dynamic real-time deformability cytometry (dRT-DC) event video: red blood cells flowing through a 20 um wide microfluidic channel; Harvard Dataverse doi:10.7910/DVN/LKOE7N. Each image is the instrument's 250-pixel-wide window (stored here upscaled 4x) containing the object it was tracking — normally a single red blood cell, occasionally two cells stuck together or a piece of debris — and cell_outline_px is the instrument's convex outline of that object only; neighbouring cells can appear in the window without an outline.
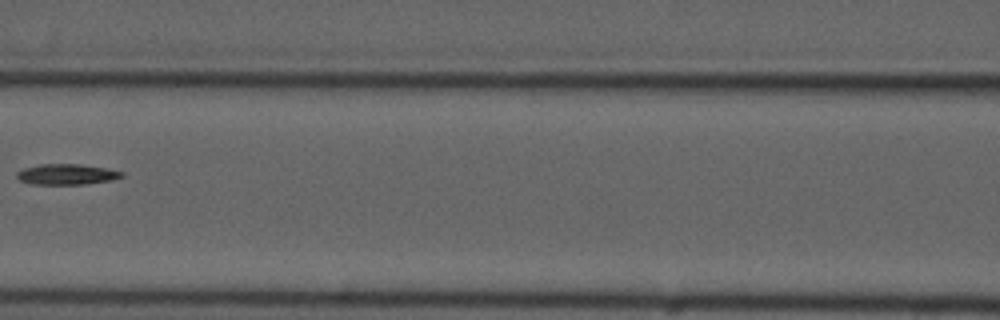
{"species": "common noctule bat (a hibernating species)", "species_latin": "Nyctalus noctula", "temperature_condition": "cold", "stored_images_in_passage": 10, "camera_frame_rate_fps": 3000, "um_per_image_px": 0.085, "animal": {"sex": "male", "forearm_length_mm": 52.5}, "frame": {"image": 1, "passage_image": 7, "time_ms": 8.0, "image_size_px": [1000, 320], "cell_outline_px": [[124, 176], [112, 180], [84, 184], [32, 184], [20, 180], [16, 176], [16, 172], [24, 168], [40, 164], [80, 164], [108, 168], [124, 172]], "centroid_in_image_um": [5.69, 14.81], "position_along_channel_um": 160.9, "area_um2": 12.66}}
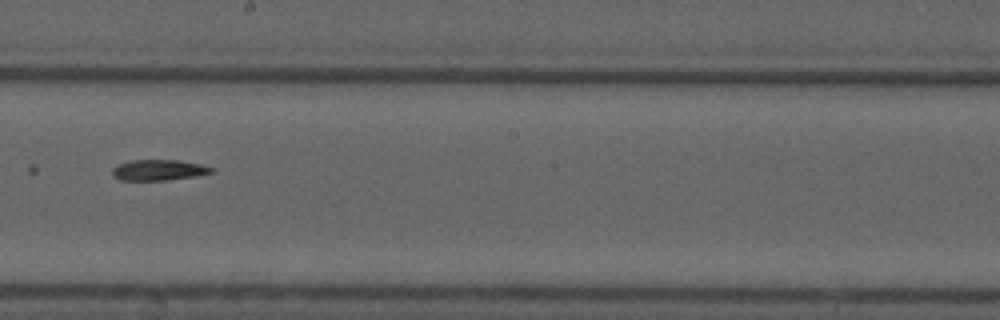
{"frame": {"image": 2, "passage_image": 9, "time_ms": 10.0, "image_size_px": [1000, 320], "cell_outline_px": [[212, 172], [196, 176], [164, 180], [120, 180], [112, 176], [112, 168], [120, 164], [132, 160], [176, 160], [200, 164], [212, 168]], "centroid_in_image_um": [13.44, 14.45], "position_along_channel_um": 234.8, "area_um2": 11.79}}
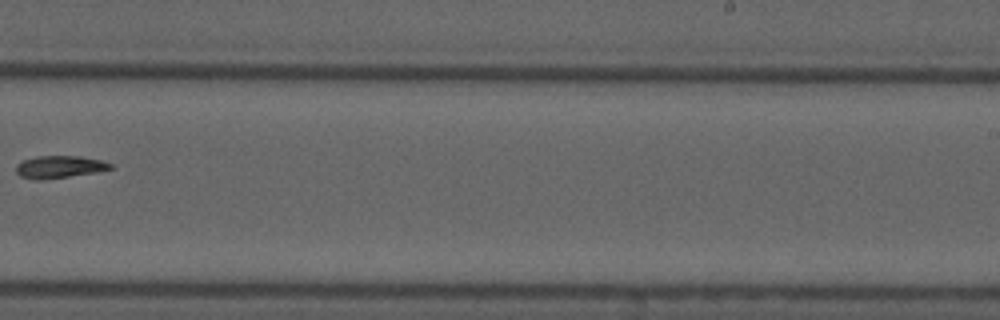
{"frame": {"image": 3, "passage_image": 10, "time_ms": 11.333, "image_size_px": [1000, 320], "cell_outline_px": [[112, 168], [96, 172], [68, 176], [36, 180], [20, 176], [16, 172], [16, 164], [24, 160], [36, 156], [80, 156], [100, 160], [112, 164]], "centroid_in_image_um": [5.02, 14.17], "position_along_channel_um": 284.0, "area_um2": 12.08}}